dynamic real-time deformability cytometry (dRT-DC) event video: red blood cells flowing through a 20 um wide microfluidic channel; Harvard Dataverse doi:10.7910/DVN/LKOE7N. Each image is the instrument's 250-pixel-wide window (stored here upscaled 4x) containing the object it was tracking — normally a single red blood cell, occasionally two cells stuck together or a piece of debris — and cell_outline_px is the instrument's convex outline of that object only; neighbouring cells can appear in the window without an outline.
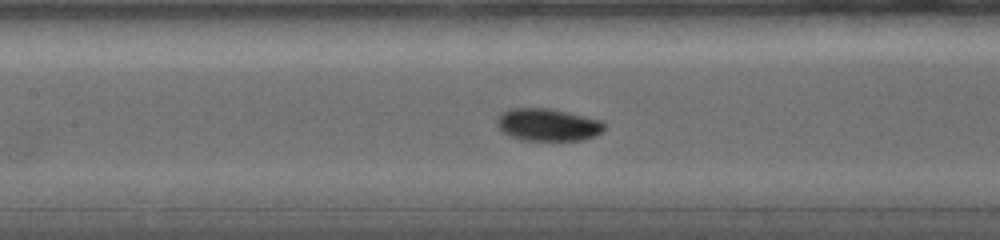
{"species": "common noctule bat (a hibernating species)", "species_latin": "Nyctalus noctula", "temperature_condition": "warm", "stored_images_in_passage": 34, "camera_frame_rate_fps": 5000, "um_per_image_px": 0.085, "animal": {"sex": "female", "body_mass_g": 19.0, "forearm_length_mm": 56.7}, "frame": {"image": 1, "passage_image": 17, "time_ms": 6.0, "image_size_px": [1000, 240], "cell_outline_px": [[604, 128], [600, 132], [584, 140], [520, 140], [508, 136], [496, 124], [496, 120], [500, 112], [508, 108], [552, 108], [600, 120], [604, 124]], "centroid_in_image_um": [46.5, 10.59], "position_along_channel_um": 160.9, "area_um2": 20.35}}
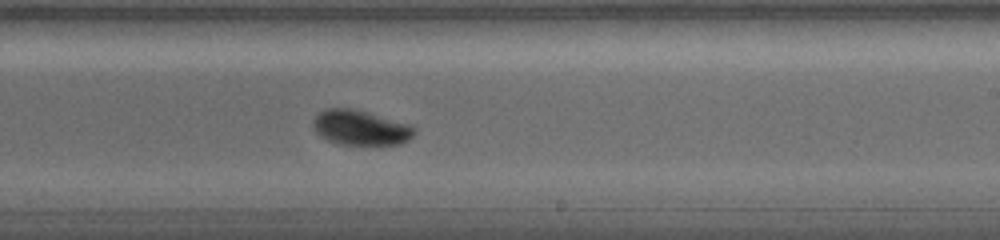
{"frame": {"image": 2, "passage_image": 24, "time_ms": 8.6, "image_size_px": [1000, 240], "cell_outline_px": [[416, 132], [408, 140], [400, 144], [376, 148], [340, 144], [328, 140], [320, 136], [316, 132], [312, 124], [312, 120], [324, 108], [352, 108], [368, 112], [412, 124], [416, 128]], "centroid_in_image_um": [30.7, 10.9], "position_along_channel_um": 258.3, "area_um2": 21.62}}
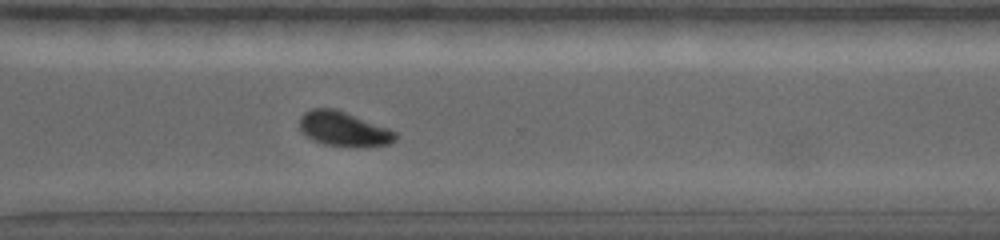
{"frame": {"image": 3, "passage_image": 30, "time_ms": 10.8, "image_size_px": [1000, 240], "cell_outline_px": [[396, 140], [388, 144], [356, 148], [324, 144], [312, 140], [300, 132], [300, 116], [304, 112], [312, 108], [336, 108], [388, 128], [396, 132]], "centroid_in_image_um": [29.19, 10.97], "position_along_channel_um": 341.4, "area_um2": 19.59}}